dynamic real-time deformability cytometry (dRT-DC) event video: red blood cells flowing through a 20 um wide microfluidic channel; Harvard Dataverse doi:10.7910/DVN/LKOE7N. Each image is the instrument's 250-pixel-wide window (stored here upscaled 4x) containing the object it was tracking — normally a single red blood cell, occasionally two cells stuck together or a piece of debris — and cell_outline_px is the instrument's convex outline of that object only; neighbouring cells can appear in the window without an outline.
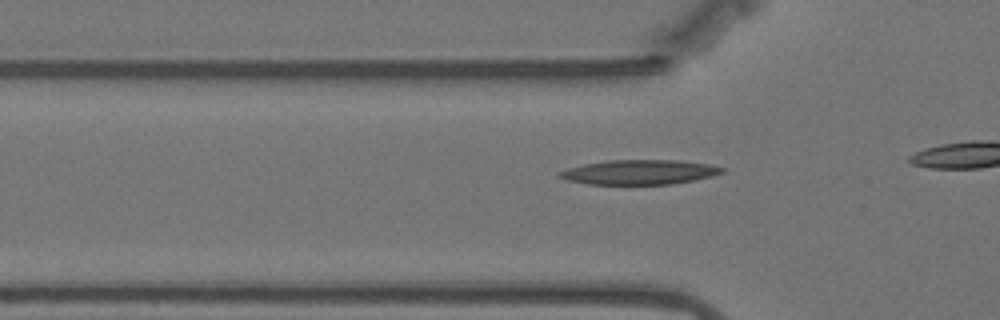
{"species": "Egyptian fruit bat (a non-hibernating species)", "species_latin": "Rousettus aegyptiacus", "temperature_condition": "warm", "stored_images_in_passage": 19, "camera_frame_rate_fps": 3000, "um_per_image_px": 0.085, "animal": {"sex": "female"}, "frame": {"image": 1, "passage_image": 13, "time_ms": 4.0, "image_size_px": [1000, 320], "cell_outline_px": [[724, 172], [712, 176], [672, 184], [584, 184], [568, 180], [556, 176], [556, 172], [568, 168], [584, 164], [608, 160], [680, 160], [708, 164], [724, 168]], "centroid_in_image_um": [54.3, 14.63], "position_along_channel_um": 71.5, "area_um2": 23.35}}
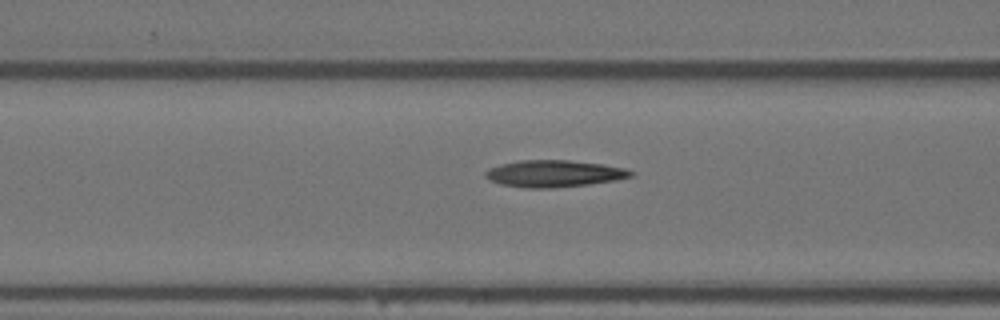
{"frame": {"image": 2, "passage_image": 17, "time_ms": 5.333, "image_size_px": [1000, 320], "cell_outline_px": [[636, 172], [632, 176], [616, 180], [588, 184], [552, 188], [524, 188], [500, 184], [488, 180], [484, 176], [484, 172], [488, 168], [500, 164], [520, 160], [568, 160], [604, 164], [624, 168]], "centroid_in_image_um": [47.06, 14.75], "position_along_channel_um": 119.5, "area_um2": 22.95}}